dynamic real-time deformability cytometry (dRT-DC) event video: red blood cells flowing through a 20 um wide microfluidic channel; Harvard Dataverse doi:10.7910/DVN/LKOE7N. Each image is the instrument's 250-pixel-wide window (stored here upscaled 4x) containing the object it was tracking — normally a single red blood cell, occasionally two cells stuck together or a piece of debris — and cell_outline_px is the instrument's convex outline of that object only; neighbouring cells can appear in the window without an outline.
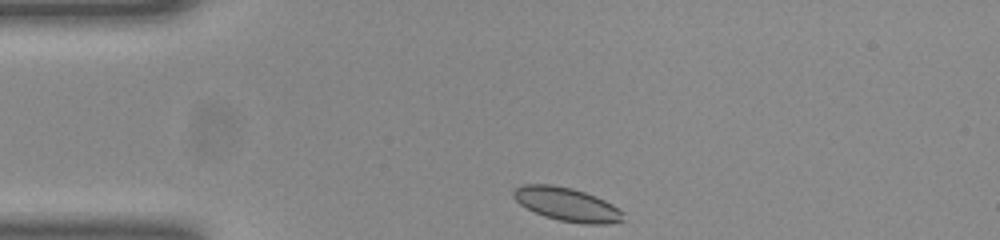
{"species": "common noctule bat (a hibernating species)", "species_latin": "Nyctalus noctula", "temperature_condition": "room temperature", "stored_images_in_passage": 31, "camera_frame_rate_fps": 3000, "um_per_image_px": 0.085, "animal": {"sex": "female", "body_mass_g": 23.0, "forearm_length_mm": 53.4}, "frame": {"image": 1, "passage_image": 1, "time_ms": 0.0, "image_size_px": [1000, 240], "cell_outline_px": [[624, 220], [608, 224], [584, 224], [560, 220], [544, 216], [520, 204], [512, 196], [512, 192], [516, 188], [524, 184], [552, 184], [572, 188], [584, 192], [604, 200], [612, 204], [624, 212]], "centroid_in_image_um": [48.2, 17.37], "position_along_channel_um": 36.8, "area_um2": 21.33}}
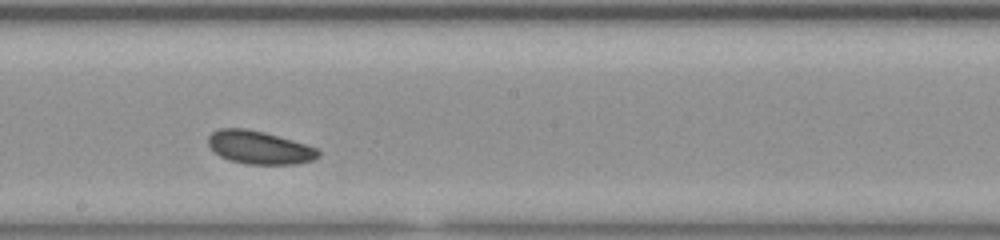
{"frame": {"image": 2, "passage_image": 18, "time_ms": 5.667, "image_size_px": [1000, 240], "cell_outline_px": [[320, 156], [312, 160], [296, 164], [248, 164], [232, 160], [220, 156], [208, 144], [208, 136], [212, 132], [220, 128], [244, 128], [264, 132], [292, 140], [316, 148], [320, 152]], "centroid_in_image_um": [22.04, 12.53], "position_along_channel_um": 226.2, "area_um2": 20.98}}
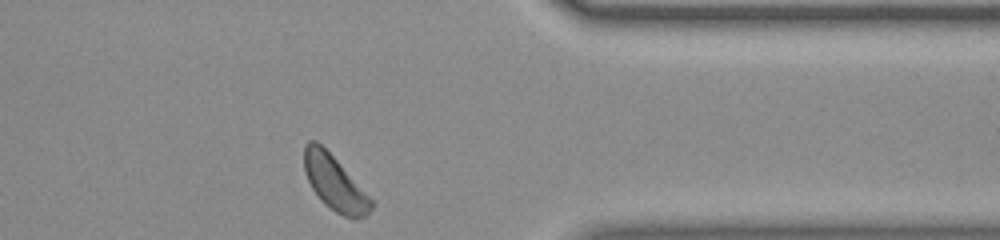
{"frame": {"image": 3, "passage_image": 31, "time_ms": 10.0, "image_size_px": [1000, 240], "cell_outline_px": [[376, 204], [364, 216], [352, 220], [336, 212], [324, 204], [320, 200], [312, 188], [304, 172], [304, 144], [308, 140], [316, 140], [336, 160]], "centroid_in_image_um": [28.42, 15.57], "position_along_channel_um": 383.0, "area_um2": 21.1}, "authors_computed_cell_mechanics": {"area_um2": 21.0392, "velocity_mm_per_s": 3.9477, "shape_relaxation_time_tau1_ms": 3.4878, "shape_relaxation_time_tau2_ms": null, "deformation_change_tau1": 0.0951, "deformation_change_tau2": null}}